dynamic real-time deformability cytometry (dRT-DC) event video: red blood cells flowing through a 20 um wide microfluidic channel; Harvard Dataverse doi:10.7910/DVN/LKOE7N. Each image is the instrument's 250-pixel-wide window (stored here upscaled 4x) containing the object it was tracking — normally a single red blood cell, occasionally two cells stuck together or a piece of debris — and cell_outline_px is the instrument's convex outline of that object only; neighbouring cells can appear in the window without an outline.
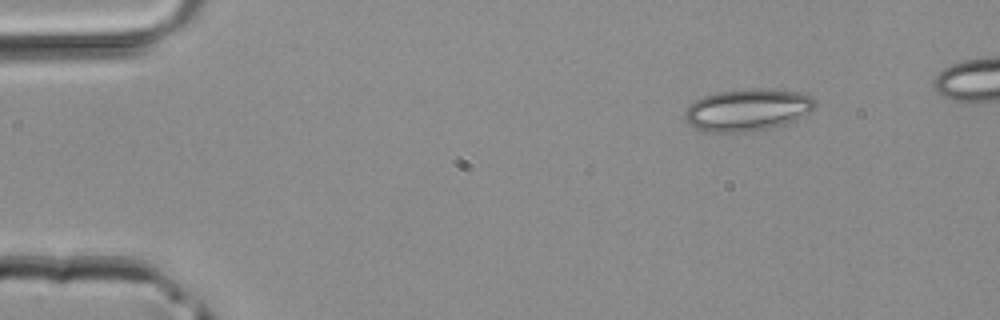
{"species": "common noctule bat (a hibernating species)", "species_latin": "Nyctalus noctula", "temperature_condition": "room temperature", "stored_images_in_passage": 4, "camera_frame_rate_fps": 3000, "um_per_image_px": 0.085, "animal": {"sex": "male", "body_mass_g": 20.4}, "frame": {"image": 1, "passage_image": 1, "time_ms": 0.0, "image_size_px": [1000, 320], "cell_outline_px": [[816, 104], [808, 112], [796, 120], [788, 124], [748, 132], [704, 132], [696, 128], [684, 120], [684, 112], [688, 104], [704, 96], [716, 92], [748, 88], [760, 88], [796, 92], [812, 96], [816, 100]], "centroid_in_image_um": [63.5, 9.34], "position_along_channel_um": 21.5, "area_um2": 32.19}}